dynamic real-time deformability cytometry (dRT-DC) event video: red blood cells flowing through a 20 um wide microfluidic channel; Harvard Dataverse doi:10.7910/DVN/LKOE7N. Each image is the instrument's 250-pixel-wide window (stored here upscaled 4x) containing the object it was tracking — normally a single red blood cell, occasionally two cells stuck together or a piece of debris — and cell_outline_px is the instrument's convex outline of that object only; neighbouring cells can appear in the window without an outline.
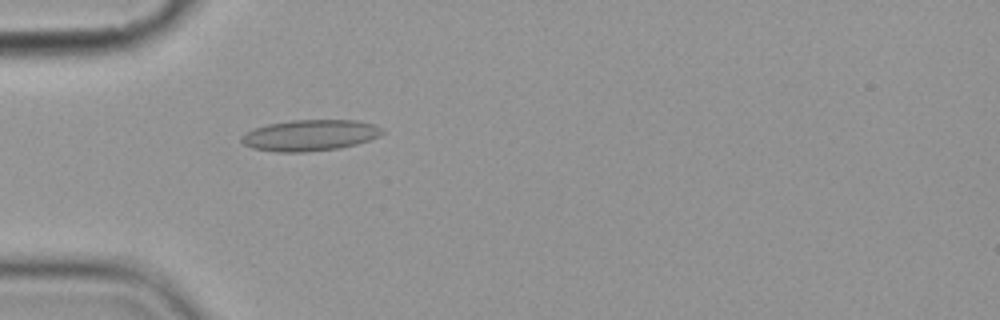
{"species": "common noctule bat (a hibernating species)", "species_latin": "Nyctalus noctula", "temperature_condition": "cold", "stored_images_in_passage": 4, "camera_frame_rate_fps": 3000, "um_per_image_px": 0.085, "animal": {"sex": "female", "body_mass_g": 19.9}, "frame": {"image": 1, "passage_image": 4, "time_ms": 4.333, "image_size_px": [1000, 320], "cell_outline_px": [[384, 132], [380, 136], [356, 144], [340, 148], [304, 152], [276, 152], [252, 148], [244, 144], [240, 140], [240, 136], [244, 132], [252, 128], [268, 124], [292, 120], [356, 120], [372, 124], [380, 128]], "centroid_in_image_um": [26.29, 11.5], "position_along_channel_um": 58.7, "area_um2": 25.61}}